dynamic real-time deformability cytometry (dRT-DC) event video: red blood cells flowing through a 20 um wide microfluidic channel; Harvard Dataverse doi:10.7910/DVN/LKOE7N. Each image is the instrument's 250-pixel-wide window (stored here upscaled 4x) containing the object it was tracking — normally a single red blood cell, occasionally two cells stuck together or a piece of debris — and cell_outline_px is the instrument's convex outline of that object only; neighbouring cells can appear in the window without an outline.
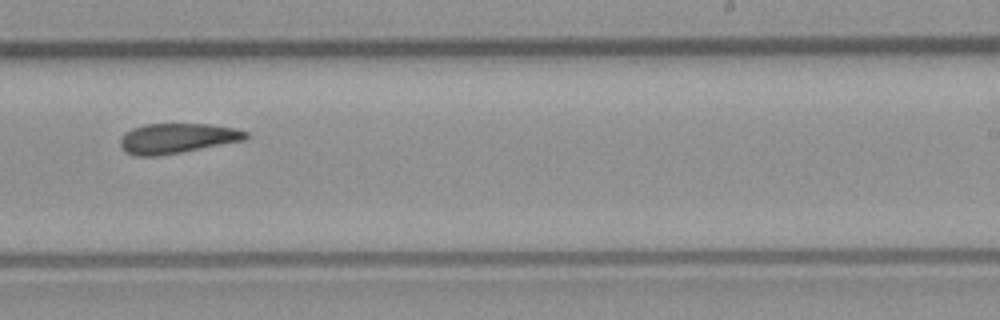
{"species": "common noctule bat (a hibernating species)", "species_latin": "Nyctalus noctula", "temperature_condition": "room temperature", "stored_images_in_passage": 10, "camera_frame_rate_fps": 3000, "um_per_image_px": 0.085, "animal": {"sex": "male", "body_mass_g": 23.1, "forearm_length_mm": 52.7}, "frame": {"image": 1, "passage_image": 9, "time_ms": 2.667, "image_size_px": [1000, 320], "cell_outline_px": [[252, 136], [248, 140], [180, 152], [156, 156], [136, 156], [128, 152], [120, 144], [120, 140], [124, 132], [132, 128], [144, 124], [208, 124], [236, 128], [248, 132]], "centroid_in_image_um": [15.13, 11.74], "position_along_channel_um": 273.9, "area_um2": 22.08}}
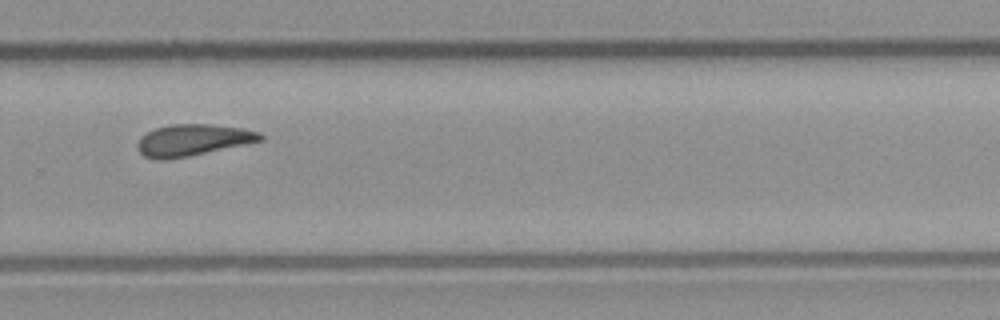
{"frame": {"image": 2, "passage_image": 10, "time_ms": 3.0, "image_size_px": [1000, 320], "cell_outline_px": [[264, 140], [188, 156], [164, 160], [156, 160], [144, 156], [136, 148], [136, 144], [140, 136], [156, 128], [172, 124], [212, 124], [244, 128], [260, 132], [264, 136]], "centroid_in_image_um": [16.38, 11.9], "position_along_channel_um": 313.4, "area_um2": 22.66}}